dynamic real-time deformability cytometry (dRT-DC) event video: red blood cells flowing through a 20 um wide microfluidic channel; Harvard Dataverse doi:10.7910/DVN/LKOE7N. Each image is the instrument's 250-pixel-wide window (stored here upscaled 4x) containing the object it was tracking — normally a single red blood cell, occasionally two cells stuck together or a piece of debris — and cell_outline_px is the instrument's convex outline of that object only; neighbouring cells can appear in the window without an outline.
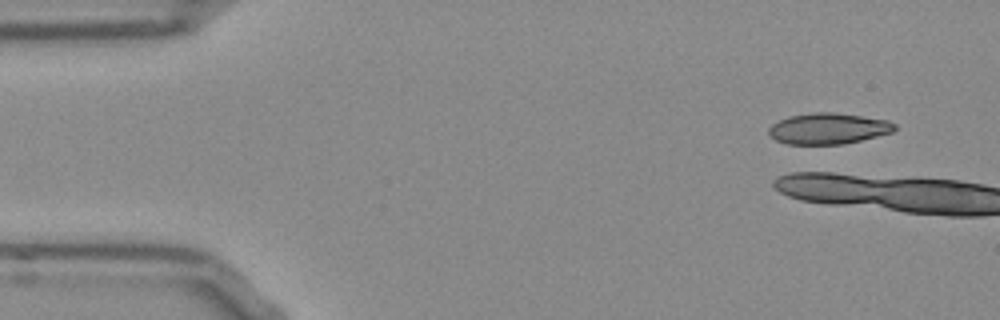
{"species": "Egyptian fruit bat (a non-hibernating species)", "species_latin": "Rousettus aegyptiacus", "temperature_condition": "room temperature", "stored_images_in_passage": 4, "camera_frame_rate_fps": 3000, "um_per_image_px": 0.085, "frame": {"image": 1, "passage_image": 1, "time_ms": 0.0, "image_size_px": [1000, 320], "cell_outline_px": [[896, 128], [892, 132], [844, 144], [788, 144], [776, 140], [768, 132], [768, 128], [772, 124], [788, 116], [816, 112], [832, 112], [888, 120], [896, 124]], "centroid_in_image_um": [70.39, 10.92], "position_along_channel_um": 14.6, "area_um2": 22.54}}